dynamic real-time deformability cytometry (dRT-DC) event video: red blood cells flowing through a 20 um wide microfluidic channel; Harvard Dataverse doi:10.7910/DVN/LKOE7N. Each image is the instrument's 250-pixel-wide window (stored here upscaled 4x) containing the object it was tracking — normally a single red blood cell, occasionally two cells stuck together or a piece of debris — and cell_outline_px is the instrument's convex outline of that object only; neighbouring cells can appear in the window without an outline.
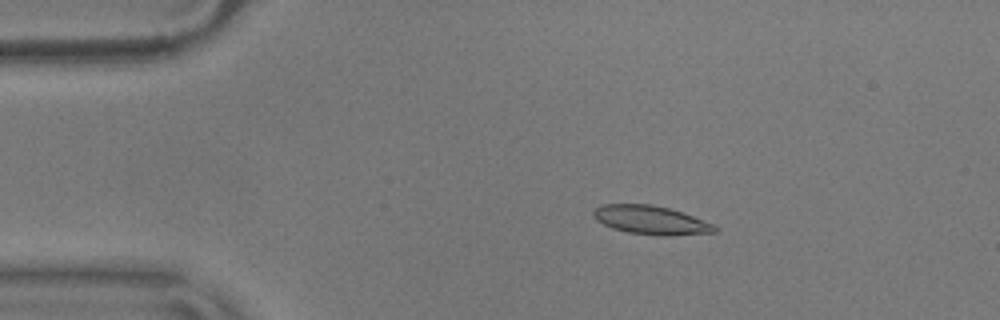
{"species": "common noctule bat (a hibernating species)", "species_latin": "Nyctalus noctula", "temperature_condition": "warm", "stored_images_in_passage": 56, "camera_frame_rate_fps": 3000, "um_per_image_px": 0.085, "animal": {"sex": "male", "body_mass_g": 17.9}, "frame": {"image": 1, "passage_image": 10, "time_ms": 3.0, "image_size_px": [1000, 320], "cell_outline_px": [[720, 228], [716, 232], [668, 236], [660, 236], [628, 232], [612, 228], [596, 220], [592, 216], [592, 212], [596, 208], [604, 204], [652, 204], [668, 208], [692, 216], [712, 224]], "centroid_in_image_um": [55.31, 18.71], "position_along_channel_um": 29.7, "area_um2": 20.17}}
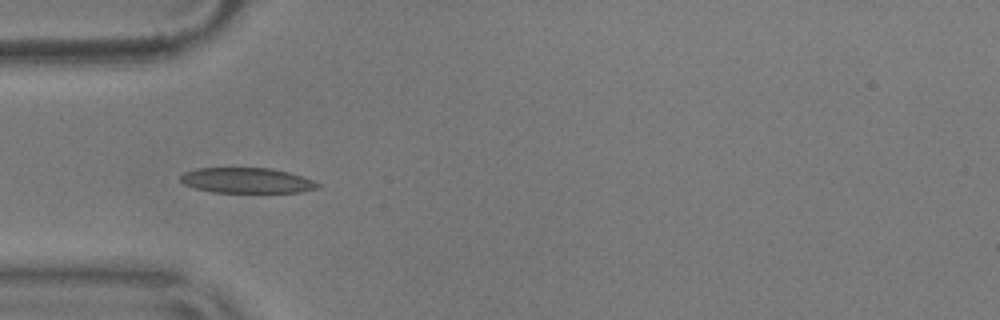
{"frame": {"image": 2, "passage_image": 17, "time_ms": 5.333, "image_size_px": [1000, 320], "cell_outline_px": [[320, 188], [300, 192], [212, 192], [196, 188], [184, 184], [180, 180], [180, 176], [184, 172], [196, 168], [272, 168], [288, 172], [312, 180], [320, 184]], "centroid_in_image_um": [20.97, 15.34], "position_along_channel_um": 64.0, "area_um2": 20.17}}
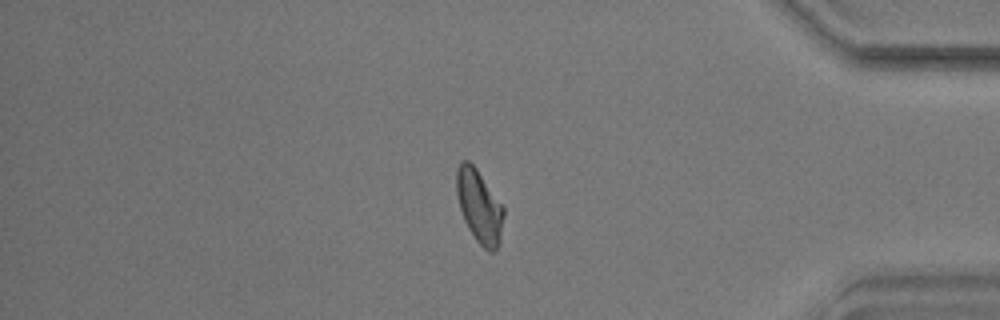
{"frame": {"image": 3, "passage_image": 47, "time_ms": 15.333, "image_size_px": [1000, 320], "cell_outline_px": [[504, 216], [500, 244], [496, 252], [488, 252], [476, 240], [468, 228], [464, 220], [460, 208], [456, 192], [456, 168], [460, 160], [468, 160], [476, 168], [504, 204]], "centroid_in_image_um": [40.76, 17.54], "position_along_channel_um": 394.4, "area_um2": 20.58}, "authors_computed_cell_mechanics": {"area_um2": 19.9699, "velocity_mm_per_s": 3.6023, "shape_relaxation_time_tau1_ms": 6.1426, "shape_relaxation_time_tau2_ms": 1.8471, "deformation_change_tau1": 0.1743, "deformation_change_tau2": 0.0898}}